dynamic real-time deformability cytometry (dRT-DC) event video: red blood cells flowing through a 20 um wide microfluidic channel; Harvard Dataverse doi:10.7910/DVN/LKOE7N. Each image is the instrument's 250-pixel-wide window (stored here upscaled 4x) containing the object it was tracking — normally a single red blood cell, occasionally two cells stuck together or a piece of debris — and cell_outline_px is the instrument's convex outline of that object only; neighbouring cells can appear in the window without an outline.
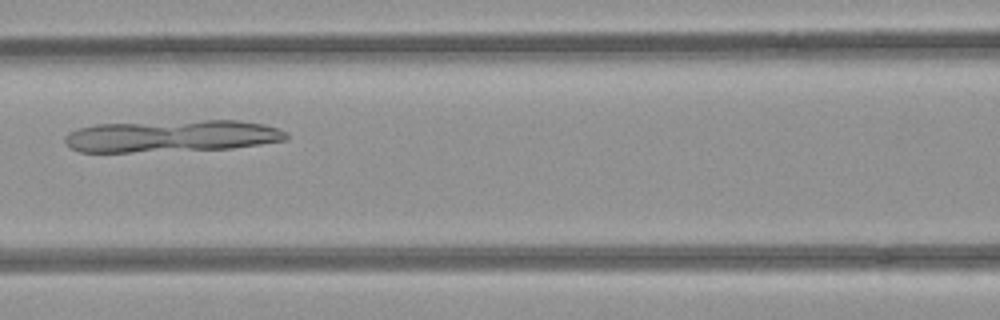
{"species": "common noctule bat (a hibernating species)", "species_latin": "Nyctalus noctula", "temperature_condition": "room temperature", "stored_images_in_passage": 32, "camera_frame_rate_fps": 3000, "um_per_image_px": 0.085, "animal": {"sex": "female", "body_mass_g": 21.9}, "frame": {"image": 1, "passage_image": 8, "time_ms": 2.333, "image_size_px": [1000, 320], "cell_outline_px": [[288, 140], [232, 148], [132, 152], [80, 152], [64, 144], [64, 136], [68, 132], [80, 128], [96, 124], [204, 120], [236, 120], [264, 124], [280, 128], [288, 132]], "centroid_in_image_um": [14.61, 11.56], "position_along_channel_um": 152.0, "area_um2": 41.44}}
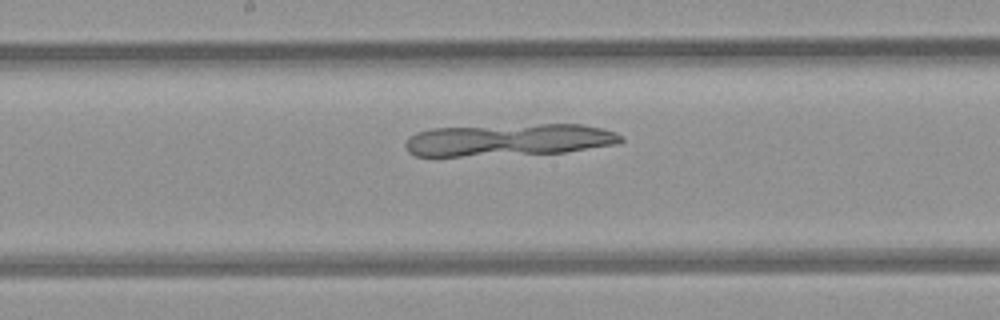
{"frame": {"image": 2, "passage_image": 12, "time_ms": 3.667, "image_size_px": [1000, 320], "cell_outline_px": [[624, 140], [620, 144], [564, 152], [460, 156], [416, 156], [408, 152], [404, 148], [404, 144], [408, 136], [416, 132], [432, 128], [540, 124], [584, 124], [604, 128], [616, 132], [624, 136]], "centroid_in_image_um": [43.28, 11.88], "position_along_channel_um": 204.9, "area_um2": 40.75}}
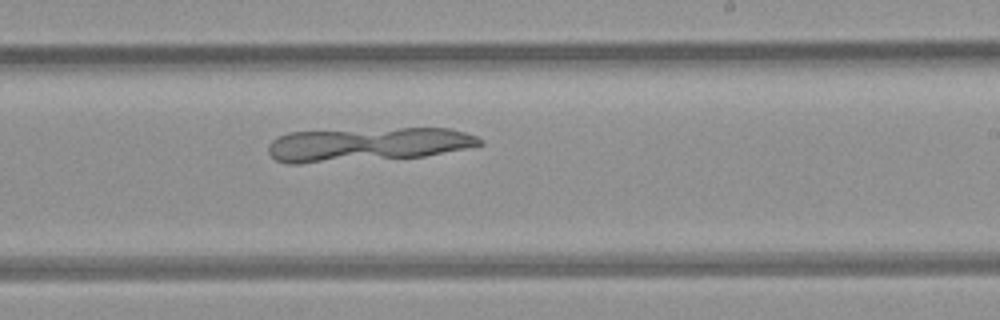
{"frame": {"image": 3, "passage_image": 16, "time_ms": 5.0, "image_size_px": [1000, 320], "cell_outline_px": [[484, 144], [424, 156], [300, 164], [284, 164], [276, 160], [268, 152], [268, 144], [276, 136], [288, 132], [400, 128], [448, 128], [464, 132], [476, 136], [484, 140]], "centroid_in_image_um": [31.17, 12.28], "position_along_channel_um": 257.8, "area_um2": 41.79}}